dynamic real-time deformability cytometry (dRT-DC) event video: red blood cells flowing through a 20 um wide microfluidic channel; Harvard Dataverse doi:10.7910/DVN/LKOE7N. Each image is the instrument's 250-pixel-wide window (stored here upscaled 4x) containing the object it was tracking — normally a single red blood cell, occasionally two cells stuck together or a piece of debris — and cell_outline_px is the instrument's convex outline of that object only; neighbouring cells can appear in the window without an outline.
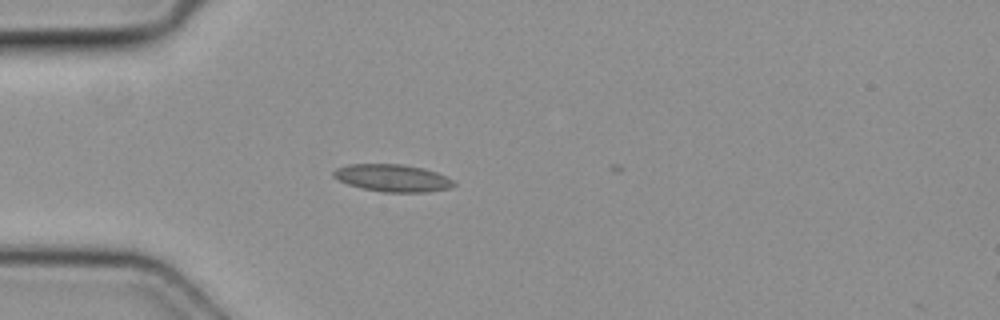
{"species": "common noctule bat (a hibernating species)", "species_latin": "Nyctalus noctula", "temperature_condition": "cold", "stored_images_in_passage": 3, "camera_frame_rate_fps": 3000, "um_per_image_px": 0.085, "animal": {"sex": "female", "body_mass_g": 19.3, "forearm_length_mm": 54.1}, "frame": {"image": 1, "passage_image": 2, "time_ms": 0.333, "image_size_px": [1000, 320], "cell_outline_px": [[456, 184], [448, 188], [428, 192], [384, 192], [360, 188], [348, 184], [332, 176], [332, 172], [336, 168], [348, 164], [400, 164], [424, 168], [436, 172], [452, 180]], "centroid_in_image_um": [33.33, 15.13], "position_along_channel_um": 51.7, "area_um2": 19.07}}